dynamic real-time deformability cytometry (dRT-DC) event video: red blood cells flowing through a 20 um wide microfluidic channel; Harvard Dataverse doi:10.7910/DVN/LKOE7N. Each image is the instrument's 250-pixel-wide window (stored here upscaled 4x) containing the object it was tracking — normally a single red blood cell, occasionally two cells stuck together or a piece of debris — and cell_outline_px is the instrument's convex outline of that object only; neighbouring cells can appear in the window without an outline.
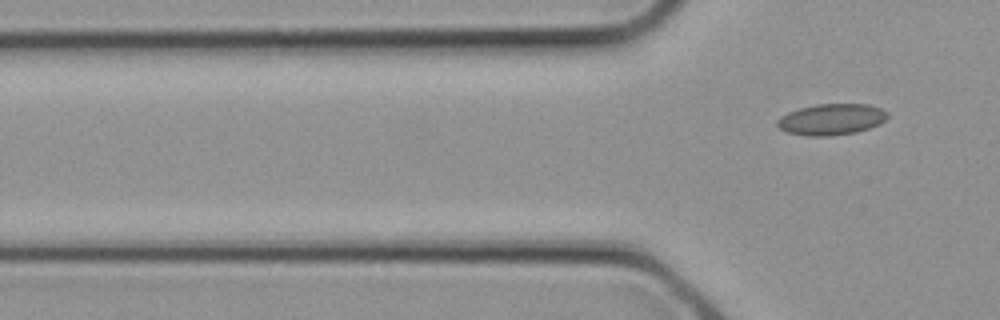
{"species": "common noctule bat (a hibernating species)", "species_latin": "Nyctalus noctula", "temperature_condition": "cold", "stored_images_in_passage": 3, "camera_frame_rate_fps": 3000, "um_per_image_px": 0.085, "animal": {"sex": "female", "body_mass_g": 21.9}, "frame": {"image": 1, "passage_image": 3, "time_ms": 0.667, "image_size_px": [1000, 320], "cell_outline_px": [[888, 116], [880, 124], [856, 132], [828, 136], [808, 136], [788, 132], [780, 128], [776, 124], [776, 120], [780, 116], [788, 112], [800, 108], [816, 104], [868, 104], [880, 108], [888, 112]], "centroid_in_image_um": [70.66, 10.14], "position_along_channel_um": 55.1, "area_um2": 20.0}}